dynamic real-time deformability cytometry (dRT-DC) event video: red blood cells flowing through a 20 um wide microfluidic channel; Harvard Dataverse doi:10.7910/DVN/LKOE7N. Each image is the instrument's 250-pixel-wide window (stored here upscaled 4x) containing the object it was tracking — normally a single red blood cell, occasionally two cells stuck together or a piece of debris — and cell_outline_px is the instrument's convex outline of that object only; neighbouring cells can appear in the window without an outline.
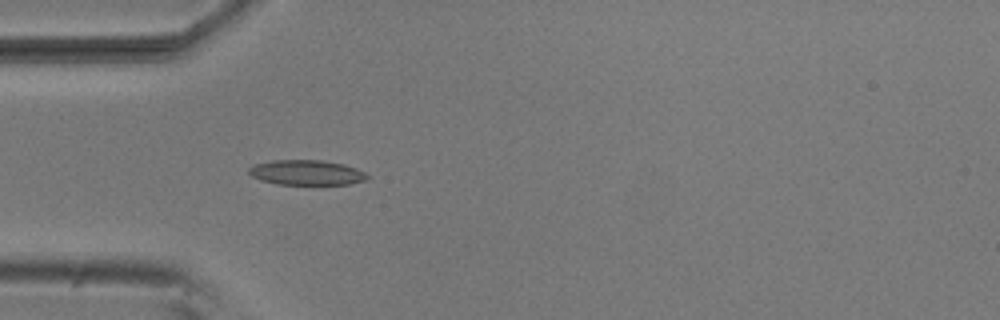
{"species": "common noctule bat (a hibernating species)", "species_latin": "Nyctalus noctula", "temperature_condition": "room temperature", "stored_images_in_passage": 4, "camera_frame_rate_fps": 3000, "um_per_image_px": 0.085, "animal": {"sex": "male", "body_mass_g": 20.5, "forearm_length_mm": 52.5}, "frame": {"image": 1, "passage_image": 4, "time_ms": 1.0, "image_size_px": [1000, 320], "cell_outline_px": [[368, 180], [348, 184], [276, 184], [260, 180], [252, 176], [248, 172], [248, 168], [256, 164], [272, 160], [324, 160], [344, 164], [356, 168], [364, 172], [368, 176]], "centroid_in_image_um": [26.06, 14.66], "position_along_channel_um": 58.9, "area_um2": 17.28}}